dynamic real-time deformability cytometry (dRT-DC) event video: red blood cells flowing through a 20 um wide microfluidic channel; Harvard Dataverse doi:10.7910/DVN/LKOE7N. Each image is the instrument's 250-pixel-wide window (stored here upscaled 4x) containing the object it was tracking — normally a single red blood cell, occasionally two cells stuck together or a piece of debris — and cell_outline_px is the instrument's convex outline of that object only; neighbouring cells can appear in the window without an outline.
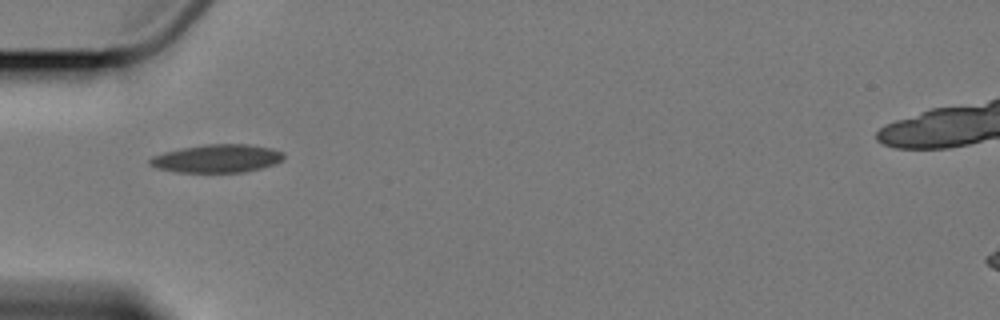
{"species": "Egyptian fruit bat (a non-hibernating species)", "species_latin": "Rousettus aegyptiacus", "temperature_condition": "cold", "stored_images_in_passage": 2, "camera_frame_rate_fps": 3000, "um_per_image_px": 0.085, "animal": {"sex": "female"}, "frame": {"image": 1, "passage_image": 1, "time_ms": 0.0, "image_size_px": [1000, 320], "cell_outline_px": [[284, 156], [280, 160], [272, 164], [260, 168], [244, 172], [176, 172], [156, 168], [148, 164], [148, 160], [152, 156], [164, 152], [180, 148], [204, 144], [248, 144], [272, 148], [284, 152]], "centroid_in_image_um": [18.4, 13.46], "position_along_channel_um": 66.6, "area_um2": 21.96}}
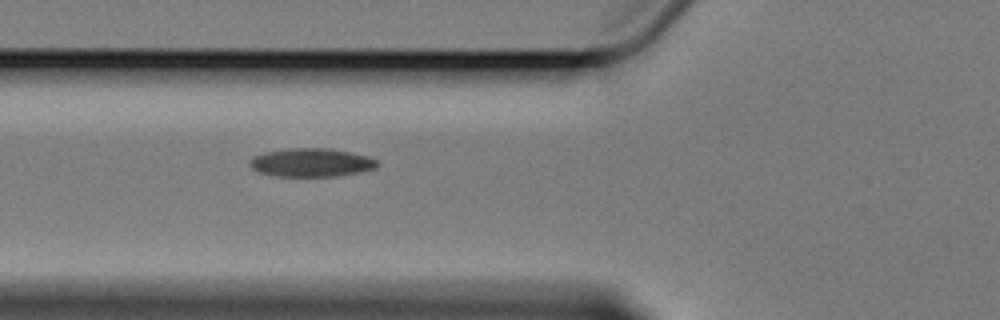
{"frame": {"image": 2, "passage_image": 2, "time_ms": 1.0, "image_size_px": [1000, 320], "cell_outline_px": [[380, 164], [376, 168], [356, 172], [332, 176], [276, 176], [260, 172], [252, 168], [248, 164], [248, 160], [252, 156], [264, 152], [288, 148], [332, 148], [352, 152], [368, 156], [376, 160]], "centroid_in_image_um": [26.43, 13.79], "position_along_channel_um": 99.4, "area_um2": 21.21}}